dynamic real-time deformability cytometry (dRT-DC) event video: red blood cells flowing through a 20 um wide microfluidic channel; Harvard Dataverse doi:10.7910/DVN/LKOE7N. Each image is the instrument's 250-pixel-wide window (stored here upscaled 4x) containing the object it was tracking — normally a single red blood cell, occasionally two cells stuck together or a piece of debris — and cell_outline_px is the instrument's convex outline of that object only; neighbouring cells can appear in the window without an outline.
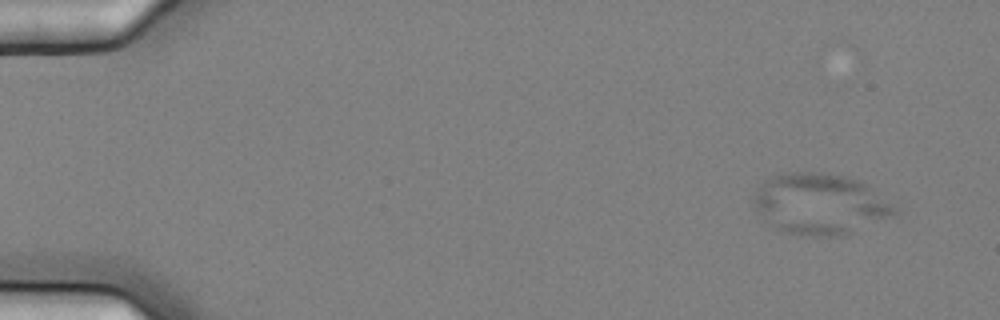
{"species": "common noctule bat (a hibernating species)", "species_latin": "Nyctalus noctula", "temperature_condition": "cold", "stored_images_in_passage": 6, "camera_frame_rate_fps": 3000, "um_per_image_px": 0.085, "animal": {"sex": "female", "body_mass_g": 25.1}, "frame": {"image": 1, "passage_image": 1, "time_ms": 0.0, "image_size_px": [1000, 320], "cell_outline_px": [[896, 212], [848, 236], [812, 236], [780, 232], [764, 220], [756, 208], [752, 200], [756, 192], [764, 180], [772, 176], [792, 172], [824, 172], [860, 180], [896, 208]], "centroid_in_image_um": [69.64, 17.36], "position_along_channel_um": 15.4, "area_um2": 49.71}}
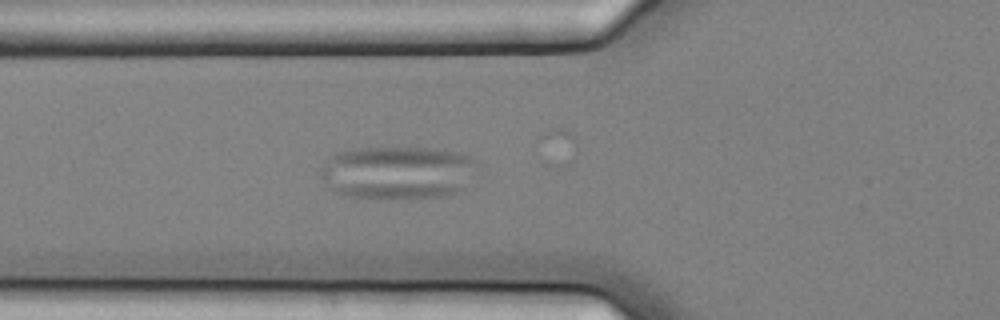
{"frame": {"image": 2, "passage_image": 6, "time_ms": 1.667, "image_size_px": [1000, 320], "cell_outline_px": [[480, 168], [464, 188], [440, 196], [348, 196], [336, 192], [324, 184], [320, 176], [320, 168], [324, 160], [340, 152], [356, 148], [428, 148], [456, 152], [468, 156], [476, 160]], "centroid_in_image_um": [33.8, 14.62], "position_along_channel_um": 92.0, "area_um2": 47.8}}